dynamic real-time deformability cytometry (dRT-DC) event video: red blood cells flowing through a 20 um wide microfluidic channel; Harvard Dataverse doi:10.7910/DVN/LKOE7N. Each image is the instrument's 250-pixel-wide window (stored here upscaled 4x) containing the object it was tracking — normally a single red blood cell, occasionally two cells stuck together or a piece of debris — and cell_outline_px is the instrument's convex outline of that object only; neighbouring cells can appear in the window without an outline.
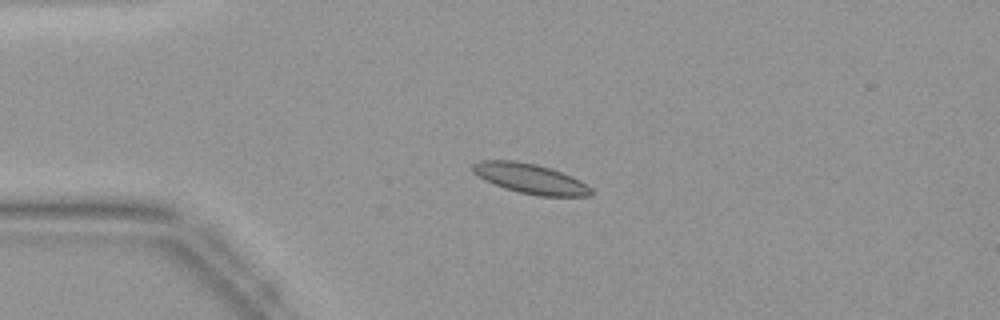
{"species": "common noctule bat (a hibernating species)", "species_latin": "Nyctalus noctula", "temperature_condition": "warm", "stored_images_in_passage": 45, "camera_frame_rate_fps": 3000, "um_per_image_px": 0.085, "animal": {"sex": "female", "body_mass_g": 19.9}, "frame": {"image": 1, "passage_image": 11, "time_ms": 3.333, "image_size_px": [1000, 320], "cell_outline_px": [[592, 196], [540, 196], [520, 192], [504, 188], [484, 180], [472, 172], [472, 164], [480, 160], [516, 160], [536, 164], [552, 168], [572, 176], [580, 180], [592, 188]], "centroid_in_image_um": [45.07, 15.17], "position_along_channel_um": 39.9, "area_um2": 20.81}}
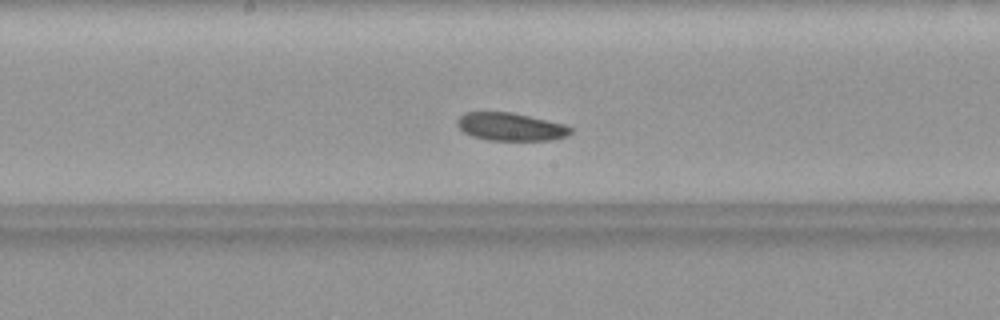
{"frame": {"image": 2, "passage_image": 24, "time_ms": 7.667, "image_size_px": [1000, 320], "cell_outline_px": [[572, 132], [568, 136], [552, 140], [488, 140], [472, 136], [464, 132], [456, 124], [456, 120], [464, 112], [512, 112], [564, 124], [572, 128]], "centroid_in_image_um": [43.4, 10.77], "position_along_channel_um": 204.8, "area_um2": 18.5}}
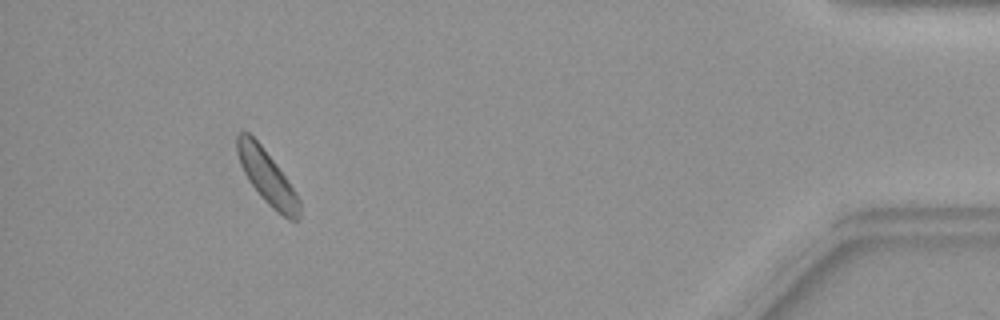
{"frame": {"image": 3, "passage_image": 42, "time_ms": 13.667, "image_size_px": [1000, 320], "cell_outline_px": [[300, 220], [296, 224], [288, 220], [272, 208], [260, 196], [248, 180], [240, 164], [236, 152], [236, 136], [240, 132], [248, 132], [260, 144], [276, 164], [300, 200]], "centroid_in_image_um": [22.7, 15.1], "position_along_channel_um": 412.5, "area_um2": 19.48}}